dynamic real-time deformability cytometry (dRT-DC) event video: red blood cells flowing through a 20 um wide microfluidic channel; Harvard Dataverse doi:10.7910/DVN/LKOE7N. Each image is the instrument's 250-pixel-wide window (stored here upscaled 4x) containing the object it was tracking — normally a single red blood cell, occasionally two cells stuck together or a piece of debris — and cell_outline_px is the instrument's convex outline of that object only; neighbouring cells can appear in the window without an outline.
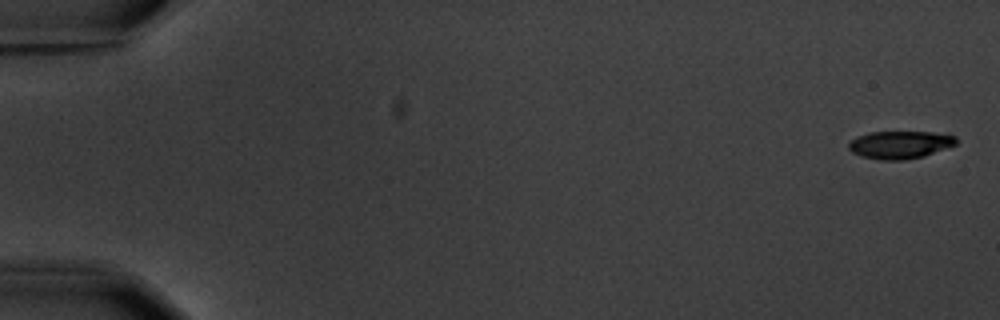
{"species": "common noctule bat (a hibernating species)", "species_latin": "Nyctalus noctula", "temperature_condition": "warm", "stored_images_in_passage": 9, "camera_frame_rate_fps": 3000, "um_per_image_px": 0.085, "animal": {"sex": "male", "body_mass_g": 20.1, "forearm_length_mm": 53.5}, "frame": {"image": 1, "passage_image": 1, "time_ms": 0.0, "image_size_px": [1000, 320], "cell_outline_px": [[956, 144], [924, 156], [904, 160], [880, 160], [860, 156], [852, 152], [848, 148], [848, 144], [856, 136], [868, 132], [948, 132], [956, 136]], "centroid_in_image_um": [76.51, 12.29], "position_along_channel_um": 8.5, "area_um2": 17.57}}
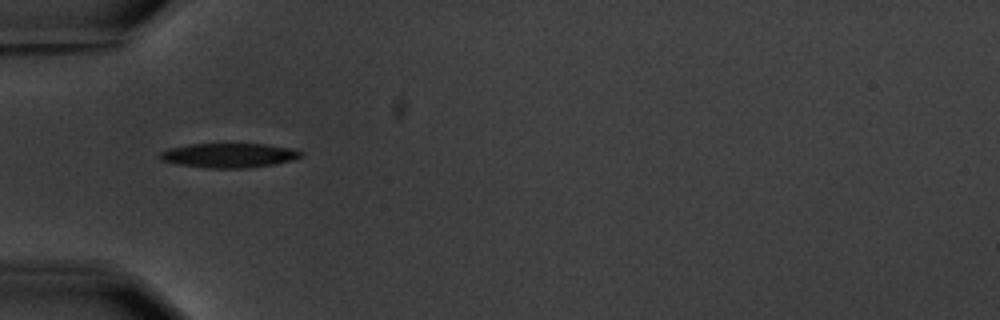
{"frame": {"image": 2, "passage_image": 6, "time_ms": 6.0, "image_size_px": [1000, 320], "cell_outline_px": [[304, 156], [292, 160], [276, 164], [248, 168], [208, 168], [180, 164], [160, 160], [156, 156], [160, 152], [168, 148], [192, 144], [264, 144], [288, 148], [304, 152]], "centroid_in_image_um": [19.45, 13.21], "position_along_channel_um": 65.5, "area_um2": 20.11}}
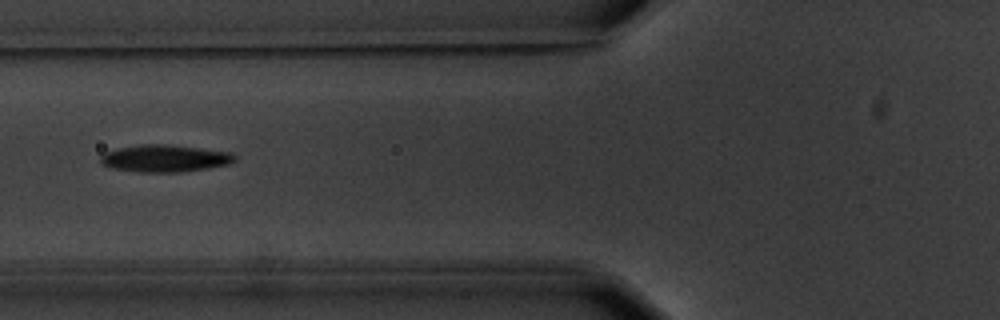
{"frame": {"image": 3, "passage_image": 7, "time_ms": 7.333, "image_size_px": [1000, 320], "cell_outline_px": [[236, 160], [232, 164], [208, 168], [180, 172], [140, 172], [112, 168], [104, 164], [100, 160], [100, 156], [104, 152], [116, 148], [144, 144], [164, 144], [228, 152], [236, 156]], "centroid_in_image_um": [14.0, 13.47], "position_along_channel_um": 111.8, "area_um2": 21.1}}